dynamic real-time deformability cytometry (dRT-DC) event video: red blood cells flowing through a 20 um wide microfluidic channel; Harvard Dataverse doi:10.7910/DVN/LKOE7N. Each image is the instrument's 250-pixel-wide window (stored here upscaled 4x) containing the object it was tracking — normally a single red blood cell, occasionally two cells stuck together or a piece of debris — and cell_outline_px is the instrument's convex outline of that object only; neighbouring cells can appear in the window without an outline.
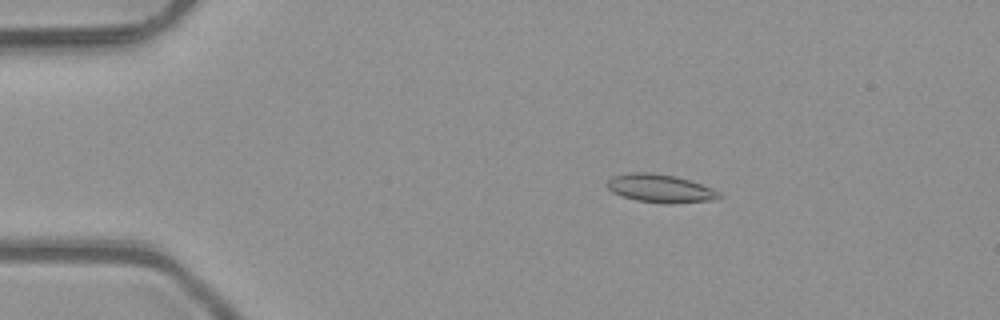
{"species": "common noctule bat (a hibernating species)", "species_latin": "Nyctalus noctula", "temperature_condition": "room temperature", "stored_images_in_passage": 52, "camera_frame_rate_fps": 3000, "um_per_image_px": 0.085, "animal": {"sex": "male", "body_mass_g": 23.1, "forearm_length_mm": 52.7}, "frame": {"image": 1, "passage_image": 10, "time_ms": 3.0, "image_size_px": [1000, 320], "cell_outline_px": [[724, 196], [712, 200], [668, 204], [664, 204], [636, 200], [612, 192], [604, 184], [612, 176], [632, 172], [648, 172], [676, 176], [712, 188], [720, 192]], "centroid_in_image_um": [56.11, 16.02], "position_along_channel_um": 28.9, "area_um2": 18.44}}
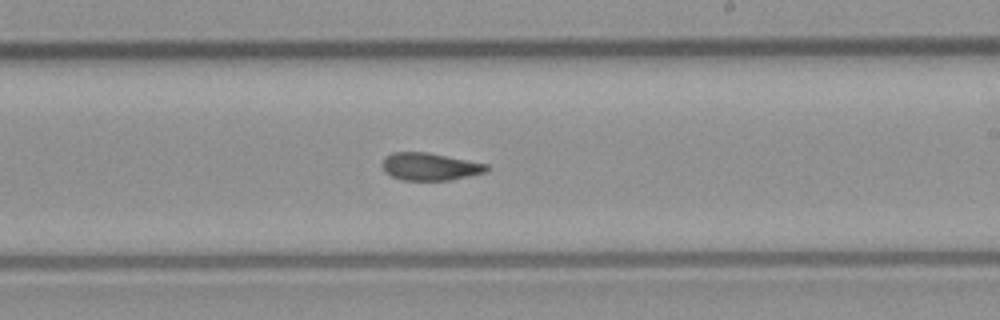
{"frame": {"image": 2, "passage_image": 31, "time_ms": 10.0, "image_size_px": [1000, 320], "cell_outline_px": [[488, 168], [484, 172], [452, 180], [404, 180], [392, 176], [384, 172], [380, 164], [392, 152], [428, 152], [488, 164]], "centroid_in_image_um": [36.52, 14.16], "position_along_channel_um": 252.5, "area_um2": 16.65}}
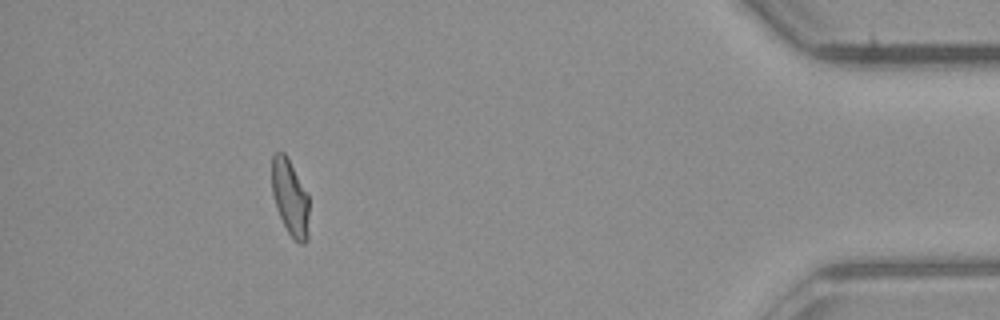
{"frame": {"image": 3, "passage_image": 47, "time_ms": 15.333, "image_size_px": [1000, 320], "cell_outline_px": [[308, 240], [304, 244], [300, 244], [288, 232], [276, 208], [272, 192], [272, 156], [276, 152], [284, 152], [308, 192]], "centroid_in_image_um": [24.67, 16.79], "position_along_channel_um": 410.5, "area_um2": 16.47}, "authors_computed_cell_mechanics": {"area_um2": 17.34, "velocity_mm_per_s": 4.0805, "shape_relaxation_time_tau1_ms": null, "shape_relaxation_time_tau2_ms": 2.8231, "deformation_change_tau1": null, "deformation_change_tau2": 0.0885}}